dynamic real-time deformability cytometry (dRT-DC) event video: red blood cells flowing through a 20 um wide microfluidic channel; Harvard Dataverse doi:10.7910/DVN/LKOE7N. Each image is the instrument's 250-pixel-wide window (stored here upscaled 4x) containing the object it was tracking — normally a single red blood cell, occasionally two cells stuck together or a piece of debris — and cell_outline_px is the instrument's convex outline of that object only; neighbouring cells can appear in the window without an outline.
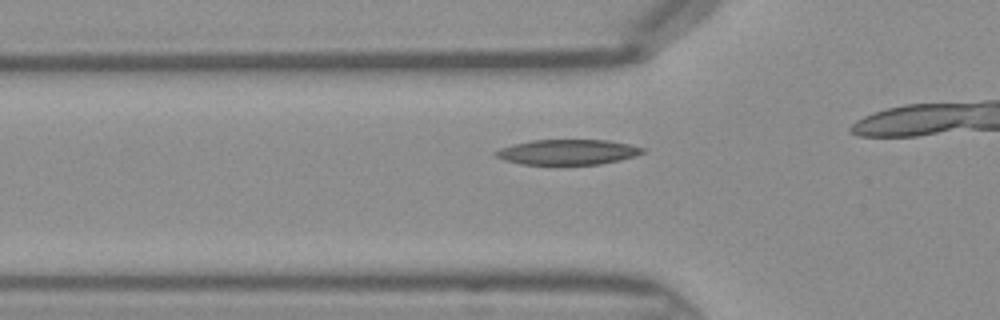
{"species": "Egyptian fruit bat (a non-hibernating species)", "species_latin": "Rousettus aegyptiacus", "temperature_condition": "warm", "stored_images_in_passage": 14, "camera_frame_rate_fps": 3000, "um_per_image_px": 0.085, "frame": {"image": 1, "passage_image": 10, "time_ms": 3.0, "image_size_px": [1000, 320], "cell_outline_px": [[644, 152], [636, 156], [620, 160], [600, 164], [520, 164], [504, 160], [496, 156], [492, 152], [500, 148], [512, 144], [532, 140], [608, 140], [632, 144], [644, 148]], "centroid_in_image_um": [48.26, 12.92], "position_along_channel_um": 77.5, "area_um2": 21.68}}